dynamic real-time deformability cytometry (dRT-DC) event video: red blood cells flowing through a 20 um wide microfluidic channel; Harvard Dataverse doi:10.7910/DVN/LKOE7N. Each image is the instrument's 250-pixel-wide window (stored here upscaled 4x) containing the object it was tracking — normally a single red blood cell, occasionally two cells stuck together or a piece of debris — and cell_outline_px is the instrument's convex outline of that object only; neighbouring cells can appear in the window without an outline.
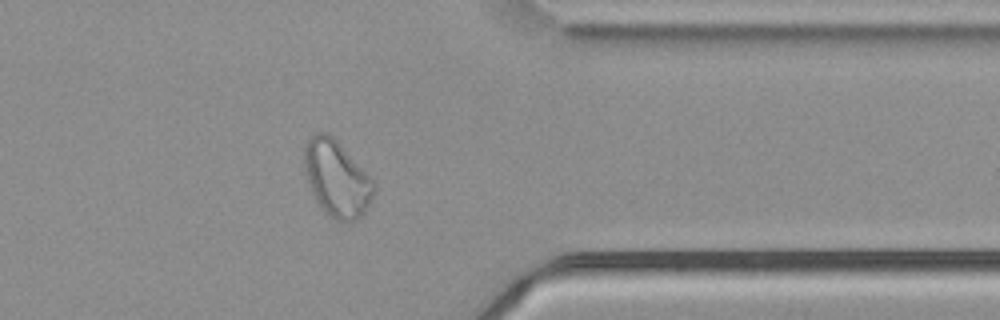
{"species": "common noctule bat (a hibernating species)", "species_latin": "Nyctalus noctula", "temperature_condition": "cold", "stored_images_in_passage": 41, "camera_frame_rate_fps": 3000, "um_per_image_px": 0.085, "animal": {"sex": "male", "body_mass_g": 21.5, "forearm_length_mm": 52.0}, "frame": {"image": 1, "passage_image": 30, "time_ms": 9.667, "image_size_px": [1000, 320], "cell_outline_px": [[376, 188], [372, 200], [364, 212], [360, 216], [352, 220], [336, 220], [324, 212], [316, 200], [308, 184], [304, 168], [304, 144], [316, 132], [328, 132], [372, 176], [376, 184]], "centroid_in_image_um": [28.64, 15.15], "position_along_channel_um": 382.8, "area_um2": 30.98}, "authors_computed_cell_mechanics": {"area_um2": 28.0908, "velocity_mm_per_s": 3.7052, "shape_relaxation_time_tau1_ms": null, "shape_relaxation_time_tau2_ms": 2.237, "deformation_change_tau1": null, "deformation_change_tau2": 0.0739}}